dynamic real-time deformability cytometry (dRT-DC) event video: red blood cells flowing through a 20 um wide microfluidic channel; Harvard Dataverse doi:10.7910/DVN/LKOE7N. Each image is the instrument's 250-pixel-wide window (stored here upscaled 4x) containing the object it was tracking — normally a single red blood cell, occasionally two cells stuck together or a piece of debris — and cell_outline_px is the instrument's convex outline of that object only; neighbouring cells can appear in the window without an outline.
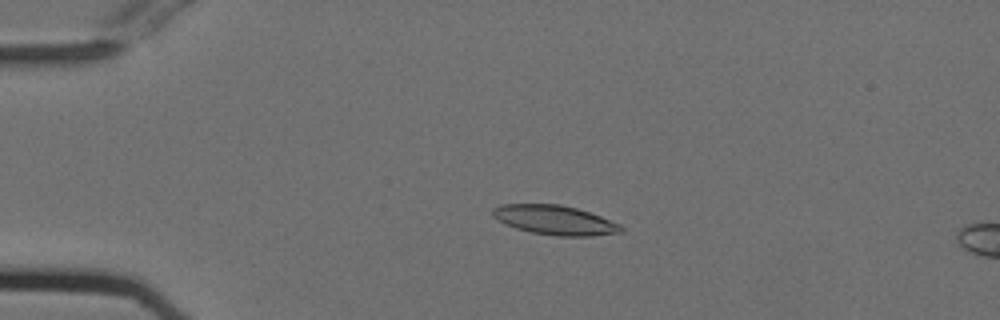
{"species": "Egyptian fruit bat (a non-hibernating species)", "species_latin": "Rousettus aegyptiacus", "temperature_condition": "cold", "stored_images_in_passage": 17, "camera_frame_rate_fps": 3000, "um_per_image_px": 0.085, "animal": {"sex": "female"}, "frame": {"image": 1, "passage_image": 12, "time_ms": 3.667, "image_size_px": [1000, 320], "cell_outline_px": [[624, 232], [592, 236], [556, 236], [532, 232], [516, 228], [504, 224], [492, 216], [492, 208], [500, 204], [560, 204], [576, 208], [600, 216], [620, 224], [624, 228]], "centroid_in_image_um": [47.15, 18.71], "position_along_channel_um": 37.8, "area_um2": 22.08}}